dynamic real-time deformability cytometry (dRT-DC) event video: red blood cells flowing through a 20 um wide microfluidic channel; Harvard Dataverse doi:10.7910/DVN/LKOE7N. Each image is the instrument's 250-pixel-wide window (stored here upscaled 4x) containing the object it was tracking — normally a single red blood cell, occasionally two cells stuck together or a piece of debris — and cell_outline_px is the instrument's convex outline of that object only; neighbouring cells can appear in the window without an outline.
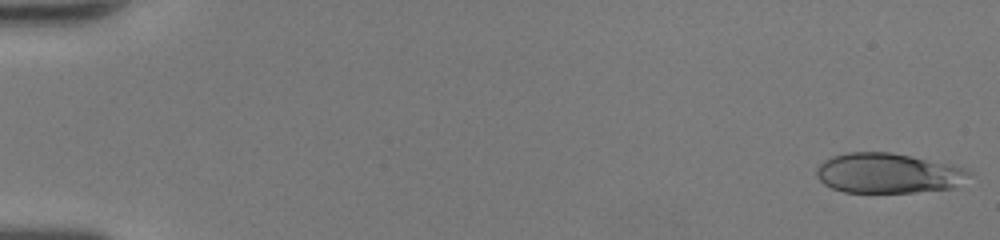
{"species": "human", "species_latin": "Homo sapiens", "temperature_condition": "room temperature", "stored_images_in_passage": 49, "camera_frame_rate_fps": 3000, "um_per_image_px": 0.085, "donor": {"sex": "female"}, "frame": {"image": 1, "passage_image": 1, "time_ms": 0.0, "image_size_px": [1000, 240], "cell_outline_px": [[972, 172], [952, 188], [912, 192], [844, 192], [832, 188], [824, 184], [816, 176], [816, 168], [824, 160], [832, 156], [848, 152], [892, 152], [912, 156], [964, 168]], "centroid_in_image_um": [75.41, 14.71], "position_along_channel_um": 9.6, "area_um2": 35.2}}
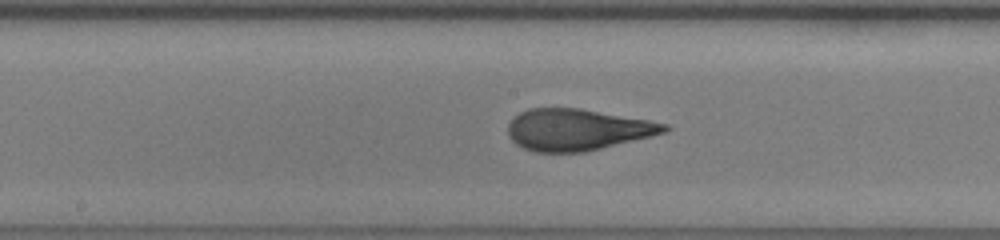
{"frame": {"image": 2, "passage_image": 27, "time_ms": 8.667, "image_size_px": [1000, 240], "cell_outline_px": [[672, 128], [664, 132], [584, 152], [536, 152], [524, 148], [516, 144], [508, 136], [508, 124], [520, 112], [528, 108], [580, 108], [648, 120], [668, 124]], "centroid_in_image_um": [49.03, 11.01], "position_along_channel_um": 199.2, "area_um2": 37.4}}
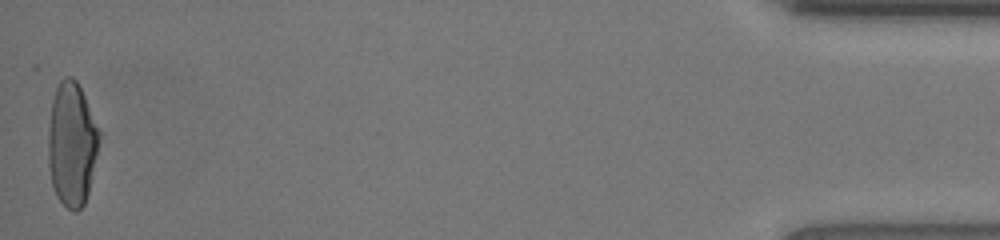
{"frame": {"image": 3, "passage_image": 49, "time_ms": 16.0, "image_size_px": [1000, 240], "cell_outline_px": [[104, 132], [88, 192], [84, 204], [76, 212], [68, 208], [56, 196], [52, 184], [48, 164], [48, 128], [52, 100], [56, 88], [60, 80], [64, 76], [72, 76], [76, 80]], "centroid_in_image_um": [6.15, 12.2], "position_along_channel_um": 429.0, "area_um2": 37.86}, "authors_computed_cell_mechanics": {"area_um2": 37.0498, "velocity_mm_per_s": 4.3437, "shape_relaxation_time_tau1_ms": 5.9412, "shape_relaxation_time_tau2_ms": 0.7508, "deformation_change_tau1": 0.2702, "deformation_change_tau2": 0.082}}